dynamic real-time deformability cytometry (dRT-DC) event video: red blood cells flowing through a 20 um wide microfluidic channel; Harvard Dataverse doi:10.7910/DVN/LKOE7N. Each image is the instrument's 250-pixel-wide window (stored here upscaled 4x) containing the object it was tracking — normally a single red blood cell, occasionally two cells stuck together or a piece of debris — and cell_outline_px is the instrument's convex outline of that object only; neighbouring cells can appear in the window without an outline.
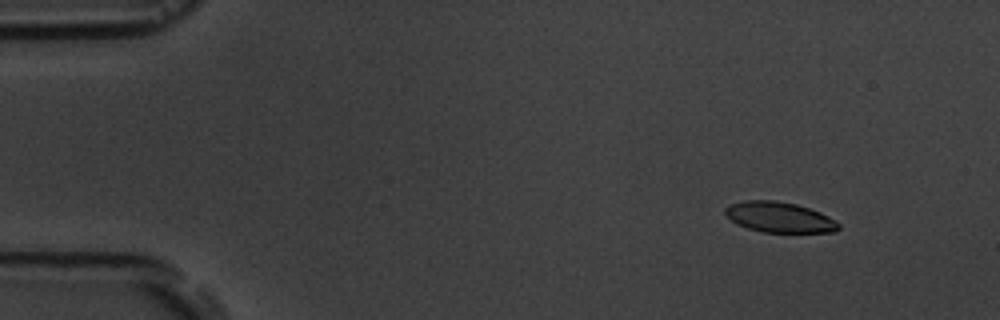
{"species": "common noctule bat (a hibernating species)", "species_latin": "Nyctalus noctula", "temperature_condition": "room temperature", "stored_images_in_passage": 6, "camera_frame_rate_fps": 3000, "um_per_image_px": 0.085, "animal": {"sex": "male", "body_mass_g": 19.5, "forearm_length_mm": 54.6}, "frame": {"image": 1, "passage_image": 3, "time_ms": 2.0, "image_size_px": [1000, 320], "cell_outline_px": [[840, 228], [836, 232], [764, 232], [748, 228], [732, 220], [724, 212], [724, 208], [732, 204], [744, 200], [776, 200], [796, 204], [820, 212], [836, 220], [840, 224]], "centroid_in_image_um": [66.29, 18.46], "position_along_channel_um": 18.7, "area_um2": 20.0}}
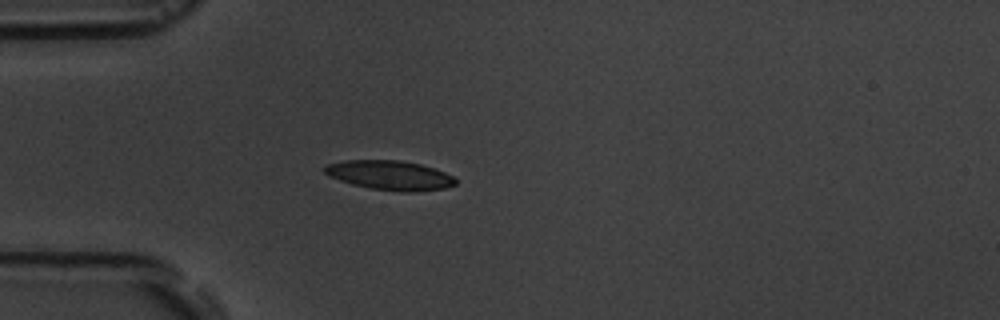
{"frame": {"image": 2, "passage_image": 5, "time_ms": 5.333, "image_size_px": [1000, 320], "cell_outline_px": [[456, 184], [444, 188], [412, 192], [400, 192], [372, 188], [352, 184], [328, 176], [324, 172], [324, 168], [328, 164], [344, 160], [400, 160], [420, 164], [444, 172], [452, 176], [456, 180]], "centroid_in_image_um": [33.12, 14.89], "position_along_channel_um": 51.9, "area_um2": 22.25}}